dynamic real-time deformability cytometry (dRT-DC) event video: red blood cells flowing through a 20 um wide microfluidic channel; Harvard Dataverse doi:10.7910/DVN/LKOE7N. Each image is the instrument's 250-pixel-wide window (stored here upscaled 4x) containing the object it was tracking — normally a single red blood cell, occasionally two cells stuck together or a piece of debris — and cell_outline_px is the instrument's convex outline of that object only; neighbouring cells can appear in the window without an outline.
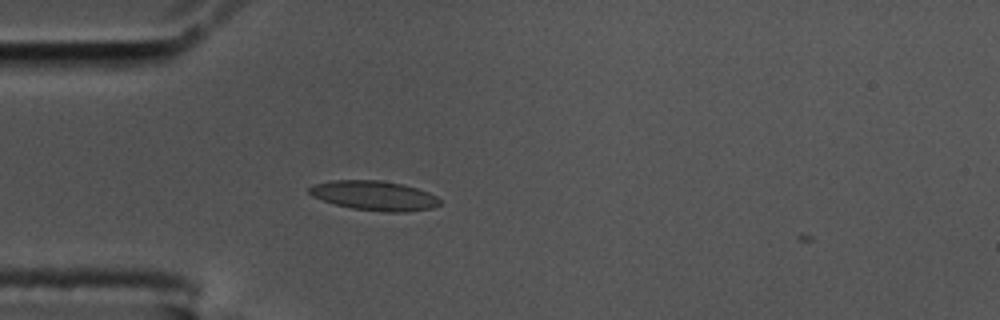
{"species": "common noctule bat (a hibernating species)", "species_latin": "Nyctalus noctula", "temperature_condition": "cold", "stored_images_in_passage": 44, "camera_frame_rate_fps": 3000, "um_per_image_px": 0.085, "animal": {"sex": "male", "body_mass_g": 17.5, "forearm_length_mm": 52.3}, "frame": {"image": 1, "passage_image": 2, "time_ms": 0.333, "image_size_px": [1000, 320], "cell_outline_px": [[440, 204], [432, 208], [404, 212], [388, 212], [352, 208], [336, 204], [312, 196], [308, 192], [308, 188], [312, 184], [332, 180], [380, 180], [404, 184], [428, 192], [436, 196], [440, 200]], "centroid_in_image_um": [31.8, 16.61], "position_along_channel_um": 53.2, "area_um2": 22.43}}
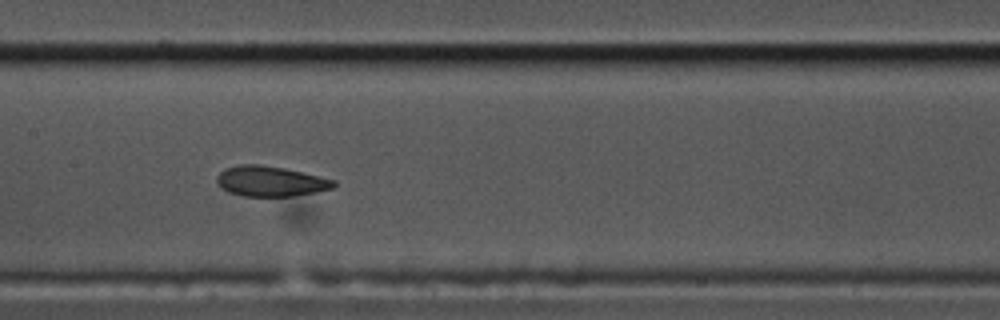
{"frame": {"image": 2, "passage_image": 14, "time_ms": 4.333, "image_size_px": [1000, 320], "cell_outline_px": [[336, 184], [332, 188], [292, 196], [244, 196], [228, 192], [220, 188], [216, 180], [216, 176], [224, 168], [240, 164], [260, 164], [284, 168], [336, 180]], "centroid_in_image_um": [22.93, 15.4], "position_along_channel_um": 184.5, "area_um2": 20.58}}
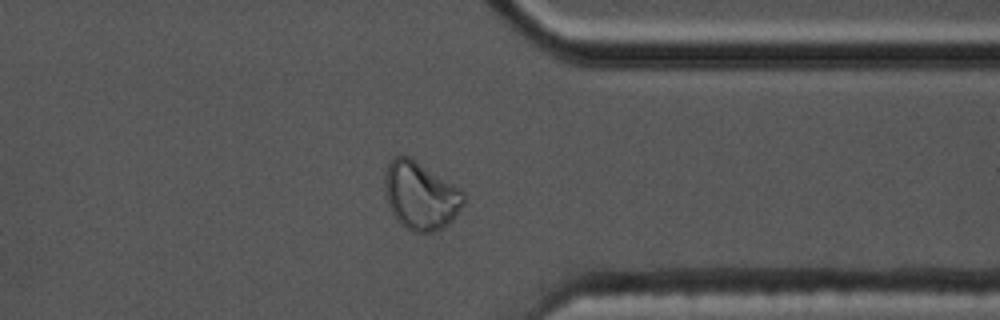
{"frame": {"image": 3, "passage_image": 31, "time_ms": 10.0, "image_size_px": [1000, 320], "cell_outline_px": [[464, 204], [456, 216], [444, 228], [432, 232], [412, 232], [400, 224], [392, 212], [388, 204], [384, 192], [384, 172], [388, 164], [396, 156], [408, 156], [460, 188], [464, 192]], "centroid_in_image_um": [35.74, 16.65], "position_along_channel_um": 375.7, "area_um2": 31.21}, "authors_computed_cell_mechanics": {"area_um2": 21.675, "velocity_mm_per_s": 3.4618, "shape_relaxation_time_tau1_ms": null, "shape_relaxation_time_tau2_ms": 1.6762, "deformation_change_tau1": null, "deformation_change_tau2": 0.0617}}